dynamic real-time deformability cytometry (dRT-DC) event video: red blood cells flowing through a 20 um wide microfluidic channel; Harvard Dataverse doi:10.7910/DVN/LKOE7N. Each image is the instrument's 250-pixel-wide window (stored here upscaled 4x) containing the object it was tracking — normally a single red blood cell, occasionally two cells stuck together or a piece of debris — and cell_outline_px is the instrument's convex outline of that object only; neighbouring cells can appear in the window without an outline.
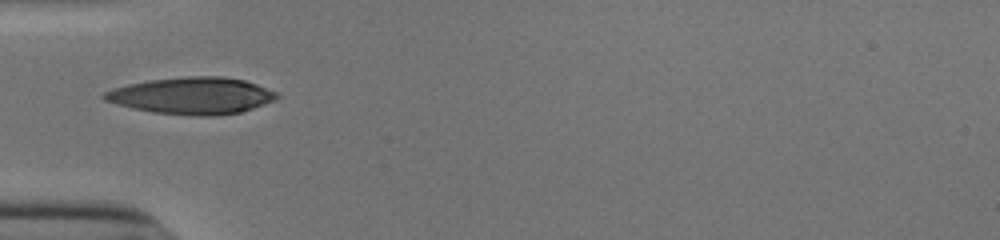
{"species": "human", "species_latin": "Homo sapiens", "temperature_condition": "cold", "stored_images_in_passage": 33, "camera_frame_rate_fps": 3000, "um_per_image_px": 0.085, "donor": {"sex": "male"}, "frame": {"image": 1, "passage_image": 1, "time_ms": 0.0, "image_size_px": [1000, 240], "cell_outline_px": [[280, 96], [276, 100], [240, 112], [212, 116], [200, 116], [152, 112], [132, 108], [116, 104], [104, 100], [100, 96], [104, 92], [112, 88], [128, 84], [148, 80], [188, 76], [224, 76], [244, 80], [256, 84], [276, 92]], "centroid_in_image_um": [16.29, 8.13], "position_along_channel_um": 68.7, "area_um2": 37.05}}
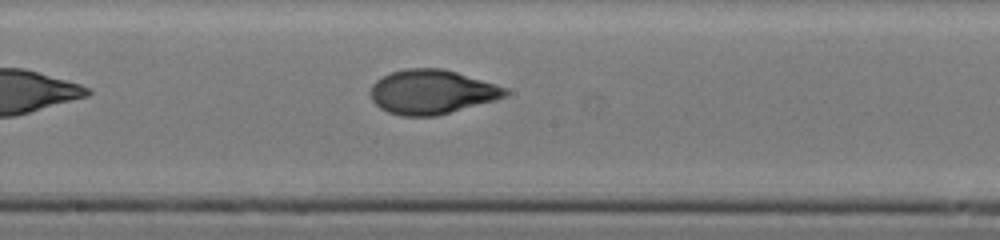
{"frame": {"image": 2, "passage_image": 12, "time_ms": 3.667, "image_size_px": [1000, 240], "cell_outline_px": [[508, 92], [504, 96], [496, 100], [436, 116], [400, 116], [388, 112], [380, 108], [372, 100], [368, 92], [372, 84], [376, 80], [392, 72], [408, 68], [444, 68], [504, 88]], "centroid_in_image_um": [36.62, 7.82], "position_along_channel_um": 211.6, "area_um2": 34.51}}
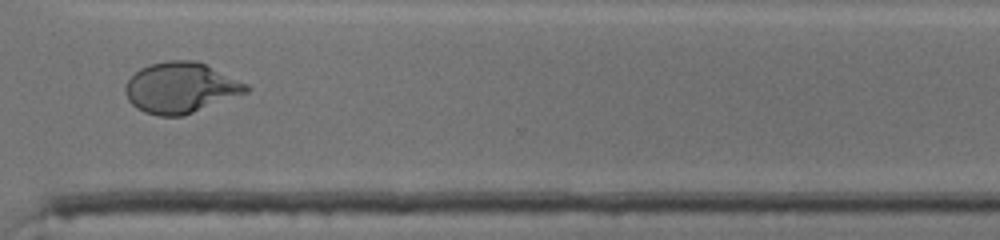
{"frame": {"image": 3, "passage_image": 23, "time_ms": 7.333, "image_size_px": [1000, 240], "cell_outline_px": [[248, 92], [184, 116], [156, 116], [144, 112], [136, 108], [128, 100], [124, 88], [128, 80], [140, 68], [148, 64], [168, 60], [192, 60], [204, 64], [248, 84]], "centroid_in_image_um": [15.33, 7.47], "position_along_channel_um": 355.3, "area_um2": 35.6}, "authors_computed_cell_mechanics": {"area_um2": 35.1424, "velocity_mm_per_s": 3.9149, "shape_relaxation_time_tau1_ms": 4.5901, "shape_relaxation_time_tau2_ms": 1.2429, "deformation_change_tau1": 0.2279, "deformation_change_tau2": 0.0469}}